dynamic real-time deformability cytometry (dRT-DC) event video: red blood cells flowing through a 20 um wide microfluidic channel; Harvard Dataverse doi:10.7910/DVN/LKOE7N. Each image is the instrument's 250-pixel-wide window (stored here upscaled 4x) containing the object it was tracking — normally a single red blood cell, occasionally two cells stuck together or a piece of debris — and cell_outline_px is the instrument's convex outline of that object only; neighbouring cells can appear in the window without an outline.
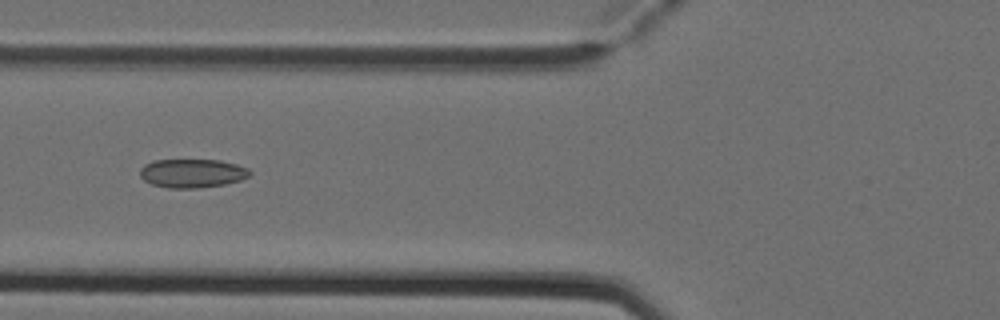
{"species": "Egyptian fruit bat (a non-hibernating species)", "species_latin": "Rousettus aegyptiacus", "temperature_condition": "cold", "stored_images_in_passage": 8, "segment_of_instrument_passage": [1, 2], "camera_frame_rate_fps": 3000, "um_per_image_px": 0.085, "animal": {"sex": "female"}, "frame": {"image": 1, "passage_image": 6, "time_ms": 1.667, "image_size_px": [1000, 320], "cell_outline_px": [[252, 172], [248, 176], [240, 180], [224, 184], [200, 188], [168, 188], [152, 184], [144, 180], [140, 176], [140, 168], [144, 164], [152, 160], [220, 160], [236, 164], [248, 168]], "centroid_in_image_um": [16.32, 14.72], "position_along_channel_um": 109.5, "area_um2": 18.44}}